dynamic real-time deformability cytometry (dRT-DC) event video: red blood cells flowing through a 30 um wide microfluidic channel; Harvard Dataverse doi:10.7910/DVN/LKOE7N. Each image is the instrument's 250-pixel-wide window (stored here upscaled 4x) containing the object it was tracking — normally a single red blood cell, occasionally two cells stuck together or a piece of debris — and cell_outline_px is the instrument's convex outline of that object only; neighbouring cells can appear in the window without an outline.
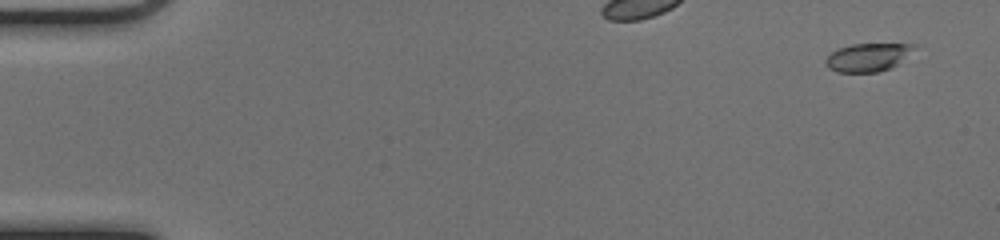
{"species": "common noctule bat (a hibernating species)", "species_latin": "Nyctalus noctula", "temperature_condition": "cold", "stored_images_in_passage": 40, "camera_frame_rate_fps": 3000, "um_per_image_px": 0.085, "animal": {"sex": "female", "body_mass_g": 17.0, "forearm_length_mm": 48.0}, "frame": {"image": 1, "passage_image": 3, "time_ms": 0.667, "image_size_px": [1000, 240], "cell_outline_px": [[916, 44], [896, 64], [880, 72], [836, 72], [828, 68], [824, 64], [824, 60], [832, 52], [840, 48], [852, 44]], "centroid_in_image_um": [73.65, 4.88], "position_along_channel_um": 11.4, "area_um2": 14.05}}
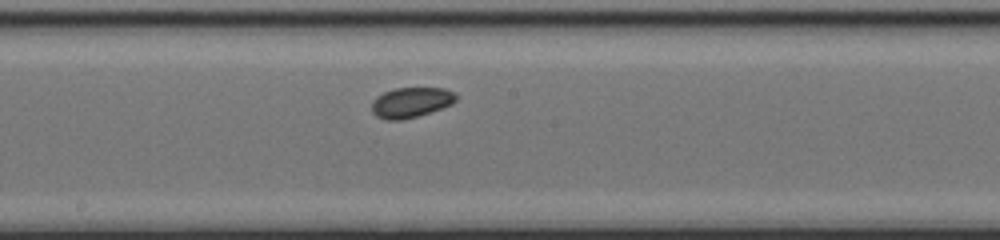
{"frame": {"image": 2, "passage_image": 22, "time_ms": 7.0, "image_size_px": [1000, 240], "cell_outline_px": [[456, 100], [452, 104], [404, 120], [384, 120], [376, 116], [372, 112], [372, 100], [376, 96], [384, 92], [396, 88], [444, 88], [452, 92], [456, 96]], "centroid_in_image_um": [34.88, 8.71], "position_along_channel_um": 213.3, "area_um2": 14.74}}
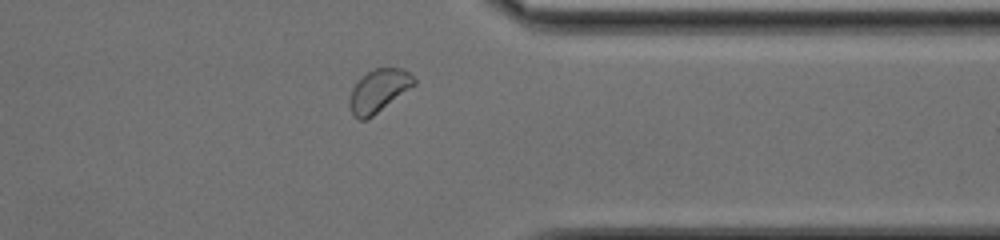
{"frame": {"image": 3, "passage_image": 35, "time_ms": 11.333, "image_size_px": [1000, 240], "cell_outline_px": [[416, 84], [372, 116], [364, 120], [360, 120], [352, 116], [348, 104], [348, 100], [352, 88], [360, 76], [376, 68], [404, 68], [416, 80]], "centroid_in_image_um": [32.14, 7.71], "position_along_channel_um": 379.3, "area_um2": 16.13}}